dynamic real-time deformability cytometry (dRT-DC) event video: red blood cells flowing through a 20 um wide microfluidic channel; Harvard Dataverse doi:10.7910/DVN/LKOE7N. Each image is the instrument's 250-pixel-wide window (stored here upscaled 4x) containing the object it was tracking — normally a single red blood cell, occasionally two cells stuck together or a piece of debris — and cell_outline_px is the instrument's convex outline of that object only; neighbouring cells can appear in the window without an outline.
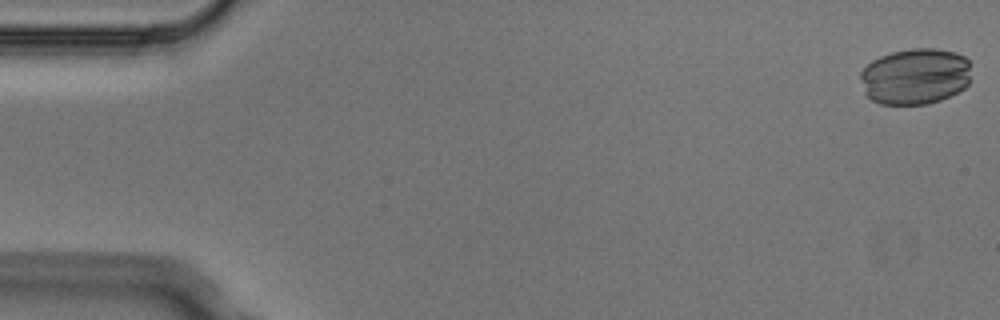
{"species": "Egyptian fruit bat (a non-hibernating species)", "species_latin": "Rousettus aegyptiacus", "temperature_condition": "cold", "stored_images_in_passage": 4, "camera_frame_rate_fps": 3000, "um_per_image_px": 0.085, "animal": {"sex": "male"}, "frame": {"image": 1, "passage_image": 1, "time_ms": 0.0, "image_size_px": [1000, 320], "cell_outline_px": [[972, 80], [964, 88], [940, 100], [928, 104], [880, 104], [872, 100], [864, 92], [860, 76], [860, 72], [872, 60], [880, 56], [892, 52], [912, 48], [936, 48], [956, 52], [964, 56], [968, 60]], "centroid_in_image_um": [77.81, 6.48], "position_along_channel_um": 7.2, "area_um2": 36.59}}